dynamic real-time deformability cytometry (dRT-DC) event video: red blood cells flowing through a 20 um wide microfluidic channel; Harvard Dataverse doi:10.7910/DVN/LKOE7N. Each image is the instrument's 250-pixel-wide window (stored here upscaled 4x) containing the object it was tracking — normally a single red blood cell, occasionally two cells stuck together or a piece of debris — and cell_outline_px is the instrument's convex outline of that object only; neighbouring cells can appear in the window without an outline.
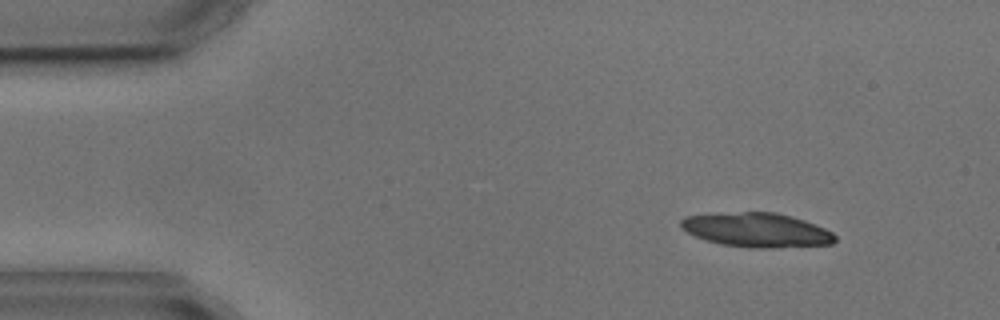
{"species": "common noctule bat (a hibernating species)", "species_latin": "Nyctalus noctula", "temperature_condition": "cold", "stored_images_in_passage": 8, "segment_of_instrument_passage": [1, 2], "camera_frame_rate_fps": 3000, "um_per_image_px": 0.085, "animal": {"sex": "male", "body_mass_g": 17.9, "forearm_length_mm": 54.2}, "frame": {"image": 1, "passage_image": 1, "time_ms": 0.0, "image_size_px": [1000, 320], "cell_outline_px": [[836, 240], [832, 244], [772, 248], [752, 248], [720, 244], [696, 236], [680, 228], [680, 220], [684, 216], [740, 212], [776, 212], [792, 216], [804, 220], [824, 228], [832, 232], [836, 236]], "centroid_in_image_um": [64.33, 19.55], "position_along_channel_um": 20.7, "area_um2": 30.69}}